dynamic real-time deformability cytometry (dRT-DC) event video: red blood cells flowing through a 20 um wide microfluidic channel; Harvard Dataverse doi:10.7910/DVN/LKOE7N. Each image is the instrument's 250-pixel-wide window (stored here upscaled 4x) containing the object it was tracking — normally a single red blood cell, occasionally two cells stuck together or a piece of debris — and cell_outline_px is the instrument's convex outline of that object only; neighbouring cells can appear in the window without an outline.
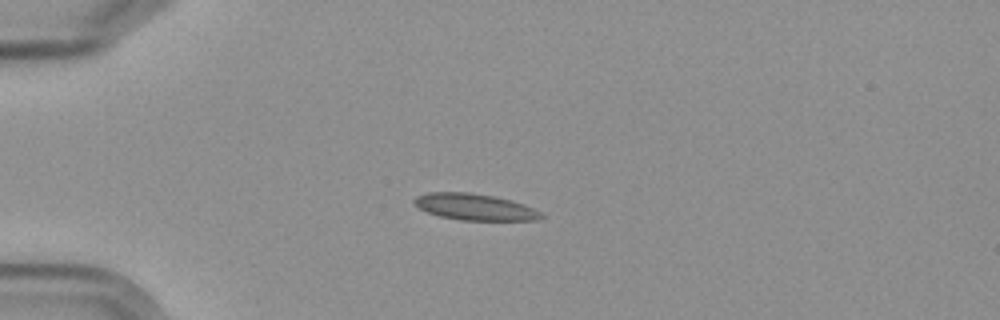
{"species": "Egyptian fruit bat (a non-hibernating species)", "species_latin": "Rousettus aegyptiacus", "temperature_condition": "cold", "stored_images_in_passage": 6, "camera_frame_rate_fps": 3000, "um_per_image_px": 0.085, "frame": {"image": 1, "passage_image": 5, "time_ms": 4.667, "image_size_px": [1000, 320], "cell_outline_px": [[544, 216], [540, 220], [460, 220], [440, 216], [428, 212], [420, 208], [412, 200], [416, 196], [428, 192], [468, 192], [496, 196], [512, 200], [524, 204], [544, 212]], "centroid_in_image_um": [40.42, 17.58], "position_along_channel_um": 44.6, "area_um2": 19.71}}